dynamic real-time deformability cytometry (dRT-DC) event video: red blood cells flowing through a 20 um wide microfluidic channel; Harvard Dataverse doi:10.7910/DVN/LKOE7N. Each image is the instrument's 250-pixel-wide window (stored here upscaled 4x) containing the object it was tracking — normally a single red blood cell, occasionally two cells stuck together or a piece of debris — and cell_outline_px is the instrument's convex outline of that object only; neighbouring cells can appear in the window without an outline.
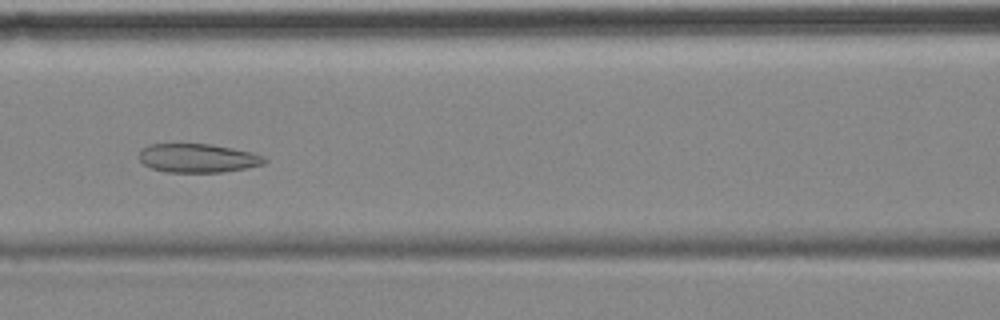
{"species": "common noctule bat (a hibernating species)", "species_latin": "Nyctalus noctula", "temperature_condition": "cold", "stored_images_in_passage": 51, "camera_frame_rate_fps": 3000, "um_per_image_px": 0.085, "animal": {"sex": "female", "body_mass_g": 18.4}, "frame": {"image": 1, "passage_image": 18, "time_ms": 5.667, "image_size_px": [1000, 320], "cell_outline_px": [[268, 160], [264, 164], [224, 172], [168, 172], [152, 168], [144, 164], [140, 160], [140, 148], [148, 144], [212, 144], [252, 152], [264, 156]], "centroid_in_image_um": [16.82, 13.43], "position_along_channel_um": 149.8, "area_um2": 21.04}}
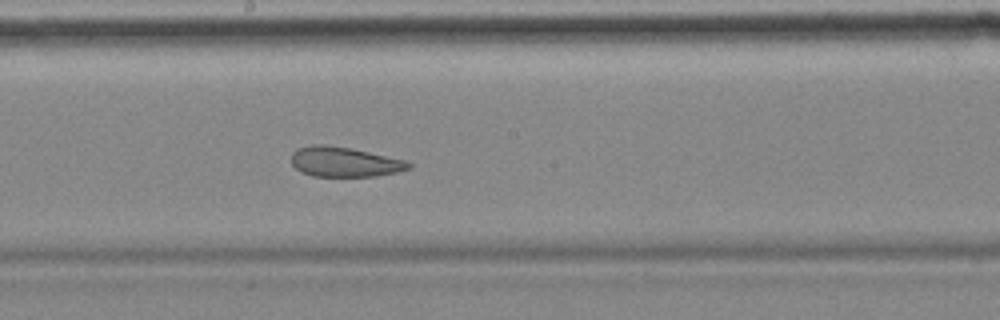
{"frame": {"image": 2, "passage_image": 24, "time_ms": 7.667, "image_size_px": [1000, 320], "cell_outline_px": [[412, 168], [396, 172], [376, 176], [312, 176], [296, 168], [292, 164], [292, 152], [296, 148], [312, 144], [324, 144], [352, 148], [404, 160], [412, 164]], "centroid_in_image_um": [29.26, 13.75], "position_along_channel_um": 218.9, "area_um2": 20.4}}
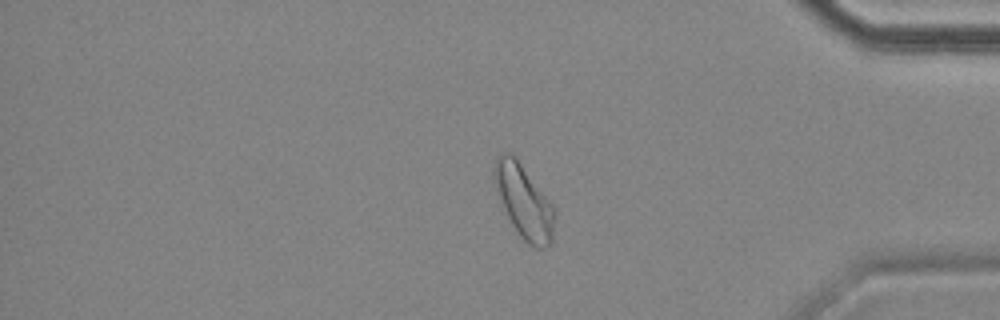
{"frame": {"image": 3, "passage_image": 41, "time_ms": 13.333, "image_size_px": [1000, 320], "cell_outline_px": [[556, 216], [552, 244], [544, 248], [536, 248], [528, 244], [520, 236], [512, 224], [496, 192], [492, 176], [492, 168], [496, 156], [500, 152], [512, 152], [516, 156], [556, 208]], "centroid_in_image_um": [44.54, 17.09], "position_along_channel_um": 390.7, "area_um2": 26.59}, "authors_computed_cell_mechanics": {"area_um2": 24.4494, "velocity_mm_per_s": 3.4762, "shape_relaxation_time_tau1_ms": null, "shape_relaxation_time_tau2_ms": 2.7606, "deformation_change_tau1": null, "deformation_change_tau2": 0.0967}}